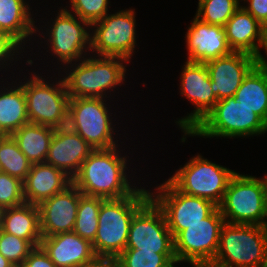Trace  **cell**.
Instances as JSON below:
<instances>
[{
	"label": "cell",
	"mask_w": 267,
	"mask_h": 267,
	"mask_svg": "<svg viewBox=\"0 0 267 267\" xmlns=\"http://www.w3.org/2000/svg\"><path fill=\"white\" fill-rule=\"evenodd\" d=\"M39 2V6L38 4L36 5L39 8L36 12V16L39 17L36 18V35L33 46L28 53V64L34 69L37 68L39 71L59 72L65 65L77 62L89 55L91 25L69 12L64 5H61L64 3L62 0L59 3H55L56 5H60L59 7L56 6L58 9L50 5L52 8H55L54 11L48 6L51 4L49 1L42 0V2ZM43 2H47L48 5L45 3L43 5L45 7H43L41 5ZM40 6L42 7L40 8ZM46 6L48 7L46 8ZM40 64H43L41 68L39 66ZM50 68L53 69L51 70Z\"/></svg>",
	"instance_id": "1"
},
{
	"label": "cell",
	"mask_w": 267,
	"mask_h": 267,
	"mask_svg": "<svg viewBox=\"0 0 267 267\" xmlns=\"http://www.w3.org/2000/svg\"><path fill=\"white\" fill-rule=\"evenodd\" d=\"M132 144L131 142L134 149L126 145L125 141L113 148L93 150L72 178V183L83 195L105 200L131 195L142 184L141 180L144 181L145 176L149 177V174L145 173H138L139 177L135 175L138 170L136 167L139 165L133 163L135 160L132 157L135 154L133 150L138 148Z\"/></svg>",
	"instance_id": "2"
},
{
	"label": "cell",
	"mask_w": 267,
	"mask_h": 267,
	"mask_svg": "<svg viewBox=\"0 0 267 267\" xmlns=\"http://www.w3.org/2000/svg\"><path fill=\"white\" fill-rule=\"evenodd\" d=\"M128 63L121 57L89 54L77 62L65 65L59 73L65 82L69 98H104L118 101L120 90L122 92V88L131 83L130 77L128 79V76L132 75L129 74L131 69ZM127 82L129 84H126Z\"/></svg>",
	"instance_id": "3"
},
{
	"label": "cell",
	"mask_w": 267,
	"mask_h": 267,
	"mask_svg": "<svg viewBox=\"0 0 267 267\" xmlns=\"http://www.w3.org/2000/svg\"><path fill=\"white\" fill-rule=\"evenodd\" d=\"M50 73L26 64L13 78L23 87L29 123L61 128L67 126L70 98L61 74Z\"/></svg>",
	"instance_id": "4"
},
{
	"label": "cell",
	"mask_w": 267,
	"mask_h": 267,
	"mask_svg": "<svg viewBox=\"0 0 267 267\" xmlns=\"http://www.w3.org/2000/svg\"><path fill=\"white\" fill-rule=\"evenodd\" d=\"M121 105L116 100L104 98H70L67 126L94 150L113 148L123 144L125 140L129 141L128 137L131 136L126 130L122 134L119 133L122 127L127 124L121 120L126 115L119 116L117 114V110L124 107ZM120 120L122 123L118 122Z\"/></svg>",
	"instance_id": "5"
},
{
	"label": "cell",
	"mask_w": 267,
	"mask_h": 267,
	"mask_svg": "<svg viewBox=\"0 0 267 267\" xmlns=\"http://www.w3.org/2000/svg\"><path fill=\"white\" fill-rule=\"evenodd\" d=\"M145 181L131 195L101 203L92 242L97 257L117 258L126 249L132 218L151 199Z\"/></svg>",
	"instance_id": "6"
},
{
	"label": "cell",
	"mask_w": 267,
	"mask_h": 267,
	"mask_svg": "<svg viewBox=\"0 0 267 267\" xmlns=\"http://www.w3.org/2000/svg\"><path fill=\"white\" fill-rule=\"evenodd\" d=\"M265 134L267 135V123L233 96L218 100L194 129L189 133H182L179 142L184 145L189 137L246 140L251 137L253 139L254 136L265 137Z\"/></svg>",
	"instance_id": "7"
},
{
	"label": "cell",
	"mask_w": 267,
	"mask_h": 267,
	"mask_svg": "<svg viewBox=\"0 0 267 267\" xmlns=\"http://www.w3.org/2000/svg\"><path fill=\"white\" fill-rule=\"evenodd\" d=\"M135 10L133 6L124 9L118 8L113 13L112 11L109 12L103 19L92 23L90 54L121 57L130 64L134 59H137L134 55L139 52L140 47L138 46L139 42H137L139 36L137 35L138 20H136Z\"/></svg>",
	"instance_id": "8"
},
{
	"label": "cell",
	"mask_w": 267,
	"mask_h": 267,
	"mask_svg": "<svg viewBox=\"0 0 267 267\" xmlns=\"http://www.w3.org/2000/svg\"><path fill=\"white\" fill-rule=\"evenodd\" d=\"M267 230L260 225L225 222L209 267H264Z\"/></svg>",
	"instance_id": "9"
},
{
	"label": "cell",
	"mask_w": 267,
	"mask_h": 267,
	"mask_svg": "<svg viewBox=\"0 0 267 267\" xmlns=\"http://www.w3.org/2000/svg\"><path fill=\"white\" fill-rule=\"evenodd\" d=\"M234 169L196 153L184 165H180L167 178L179 191L207 199L219 206L228 183L236 173Z\"/></svg>",
	"instance_id": "10"
},
{
	"label": "cell",
	"mask_w": 267,
	"mask_h": 267,
	"mask_svg": "<svg viewBox=\"0 0 267 267\" xmlns=\"http://www.w3.org/2000/svg\"><path fill=\"white\" fill-rule=\"evenodd\" d=\"M267 173L255 175L237 171L230 179L218 206L225 222L262 226Z\"/></svg>",
	"instance_id": "11"
},
{
	"label": "cell",
	"mask_w": 267,
	"mask_h": 267,
	"mask_svg": "<svg viewBox=\"0 0 267 267\" xmlns=\"http://www.w3.org/2000/svg\"><path fill=\"white\" fill-rule=\"evenodd\" d=\"M154 182L156 184L152 186ZM157 182L153 180L150 186L148 185L150 198L163 211L173 238L188 225L202 222V219L210 216L218 208L207 199L179 191L167 177L162 182L160 181V184Z\"/></svg>",
	"instance_id": "12"
},
{
	"label": "cell",
	"mask_w": 267,
	"mask_h": 267,
	"mask_svg": "<svg viewBox=\"0 0 267 267\" xmlns=\"http://www.w3.org/2000/svg\"><path fill=\"white\" fill-rule=\"evenodd\" d=\"M180 67L179 95L187 99L194 108L184 116L177 117L174 124L181 133H189L214 108L218 100L213 94L205 63L185 61Z\"/></svg>",
	"instance_id": "13"
},
{
	"label": "cell",
	"mask_w": 267,
	"mask_h": 267,
	"mask_svg": "<svg viewBox=\"0 0 267 267\" xmlns=\"http://www.w3.org/2000/svg\"><path fill=\"white\" fill-rule=\"evenodd\" d=\"M225 220L217 208L202 222L188 225L174 238L177 261L210 265L217 253L220 231Z\"/></svg>",
	"instance_id": "14"
},
{
	"label": "cell",
	"mask_w": 267,
	"mask_h": 267,
	"mask_svg": "<svg viewBox=\"0 0 267 267\" xmlns=\"http://www.w3.org/2000/svg\"><path fill=\"white\" fill-rule=\"evenodd\" d=\"M126 249L174 253V238L164 213L152 199L133 216Z\"/></svg>",
	"instance_id": "15"
},
{
	"label": "cell",
	"mask_w": 267,
	"mask_h": 267,
	"mask_svg": "<svg viewBox=\"0 0 267 267\" xmlns=\"http://www.w3.org/2000/svg\"><path fill=\"white\" fill-rule=\"evenodd\" d=\"M185 32L186 61L206 63L231 54L224 27L203 22L195 15Z\"/></svg>",
	"instance_id": "16"
},
{
	"label": "cell",
	"mask_w": 267,
	"mask_h": 267,
	"mask_svg": "<svg viewBox=\"0 0 267 267\" xmlns=\"http://www.w3.org/2000/svg\"><path fill=\"white\" fill-rule=\"evenodd\" d=\"M82 193L71 183L38 205L42 237L73 232Z\"/></svg>",
	"instance_id": "17"
},
{
	"label": "cell",
	"mask_w": 267,
	"mask_h": 267,
	"mask_svg": "<svg viewBox=\"0 0 267 267\" xmlns=\"http://www.w3.org/2000/svg\"><path fill=\"white\" fill-rule=\"evenodd\" d=\"M211 79V87L217 100L235 96L244 77L256 65L253 55L232 52L205 63Z\"/></svg>",
	"instance_id": "18"
},
{
	"label": "cell",
	"mask_w": 267,
	"mask_h": 267,
	"mask_svg": "<svg viewBox=\"0 0 267 267\" xmlns=\"http://www.w3.org/2000/svg\"><path fill=\"white\" fill-rule=\"evenodd\" d=\"M94 149L68 126L55 128L45 162L71 179Z\"/></svg>",
	"instance_id": "19"
},
{
	"label": "cell",
	"mask_w": 267,
	"mask_h": 267,
	"mask_svg": "<svg viewBox=\"0 0 267 267\" xmlns=\"http://www.w3.org/2000/svg\"><path fill=\"white\" fill-rule=\"evenodd\" d=\"M33 1L36 0H0V31L11 36L27 52L31 50L36 35L38 8Z\"/></svg>",
	"instance_id": "20"
},
{
	"label": "cell",
	"mask_w": 267,
	"mask_h": 267,
	"mask_svg": "<svg viewBox=\"0 0 267 267\" xmlns=\"http://www.w3.org/2000/svg\"><path fill=\"white\" fill-rule=\"evenodd\" d=\"M40 246L57 267H84L97 258L92 243L74 232L42 237Z\"/></svg>",
	"instance_id": "21"
},
{
	"label": "cell",
	"mask_w": 267,
	"mask_h": 267,
	"mask_svg": "<svg viewBox=\"0 0 267 267\" xmlns=\"http://www.w3.org/2000/svg\"><path fill=\"white\" fill-rule=\"evenodd\" d=\"M72 179L60 169L44 163L32 164L23 181V195L26 203L39 205L56 193L63 191Z\"/></svg>",
	"instance_id": "22"
},
{
	"label": "cell",
	"mask_w": 267,
	"mask_h": 267,
	"mask_svg": "<svg viewBox=\"0 0 267 267\" xmlns=\"http://www.w3.org/2000/svg\"><path fill=\"white\" fill-rule=\"evenodd\" d=\"M27 123L23 87L14 78L0 80V136H10Z\"/></svg>",
	"instance_id": "23"
},
{
	"label": "cell",
	"mask_w": 267,
	"mask_h": 267,
	"mask_svg": "<svg viewBox=\"0 0 267 267\" xmlns=\"http://www.w3.org/2000/svg\"><path fill=\"white\" fill-rule=\"evenodd\" d=\"M0 229L29 241L34 247L40 246L42 235L38 206L25 202L1 210Z\"/></svg>",
	"instance_id": "24"
},
{
	"label": "cell",
	"mask_w": 267,
	"mask_h": 267,
	"mask_svg": "<svg viewBox=\"0 0 267 267\" xmlns=\"http://www.w3.org/2000/svg\"><path fill=\"white\" fill-rule=\"evenodd\" d=\"M262 25L242 6L224 25L227 42L234 52L255 55L261 38Z\"/></svg>",
	"instance_id": "25"
},
{
	"label": "cell",
	"mask_w": 267,
	"mask_h": 267,
	"mask_svg": "<svg viewBox=\"0 0 267 267\" xmlns=\"http://www.w3.org/2000/svg\"><path fill=\"white\" fill-rule=\"evenodd\" d=\"M55 128L46 125L27 123L11 136L21 152L32 164L44 163L48 154Z\"/></svg>",
	"instance_id": "26"
},
{
	"label": "cell",
	"mask_w": 267,
	"mask_h": 267,
	"mask_svg": "<svg viewBox=\"0 0 267 267\" xmlns=\"http://www.w3.org/2000/svg\"><path fill=\"white\" fill-rule=\"evenodd\" d=\"M234 97L267 123V68L255 65L244 77Z\"/></svg>",
	"instance_id": "27"
},
{
	"label": "cell",
	"mask_w": 267,
	"mask_h": 267,
	"mask_svg": "<svg viewBox=\"0 0 267 267\" xmlns=\"http://www.w3.org/2000/svg\"><path fill=\"white\" fill-rule=\"evenodd\" d=\"M32 163L10 136H0V171L24 181Z\"/></svg>",
	"instance_id": "28"
},
{
	"label": "cell",
	"mask_w": 267,
	"mask_h": 267,
	"mask_svg": "<svg viewBox=\"0 0 267 267\" xmlns=\"http://www.w3.org/2000/svg\"><path fill=\"white\" fill-rule=\"evenodd\" d=\"M105 199L100 197L80 196L79 206L73 232L81 238L94 241L98 229V215L101 203Z\"/></svg>",
	"instance_id": "29"
},
{
	"label": "cell",
	"mask_w": 267,
	"mask_h": 267,
	"mask_svg": "<svg viewBox=\"0 0 267 267\" xmlns=\"http://www.w3.org/2000/svg\"><path fill=\"white\" fill-rule=\"evenodd\" d=\"M26 58L28 52L11 36L0 31V80L16 76L28 64Z\"/></svg>",
	"instance_id": "30"
},
{
	"label": "cell",
	"mask_w": 267,
	"mask_h": 267,
	"mask_svg": "<svg viewBox=\"0 0 267 267\" xmlns=\"http://www.w3.org/2000/svg\"><path fill=\"white\" fill-rule=\"evenodd\" d=\"M197 5L195 16L211 25L224 27L240 8L241 0H204Z\"/></svg>",
	"instance_id": "31"
},
{
	"label": "cell",
	"mask_w": 267,
	"mask_h": 267,
	"mask_svg": "<svg viewBox=\"0 0 267 267\" xmlns=\"http://www.w3.org/2000/svg\"><path fill=\"white\" fill-rule=\"evenodd\" d=\"M121 267H168L177 261L175 253H154L125 249L117 258Z\"/></svg>",
	"instance_id": "32"
},
{
	"label": "cell",
	"mask_w": 267,
	"mask_h": 267,
	"mask_svg": "<svg viewBox=\"0 0 267 267\" xmlns=\"http://www.w3.org/2000/svg\"><path fill=\"white\" fill-rule=\"evenodd\" d=\"M68 3V4H67ZM64 7L90 25L103 19L111 10V0H67ZM110 10V11H109Z\"/></svg>",
	"instance_id": "33"
},
{
	"label": "cell",
	"mask_w": 267,
	"mask_h": 267,
	"mask_svg": "<svg viewBox=\"0 0 267 267\" xmlns=\"http://www.w3.org/2000/svg\"><path fill=\"white\" fill-rule=\"evenodd\" d=\"M35 247L27 240L6 233L0 229V253L9 260L14 267H21L24 260Z\"/></svg>",
	"instance_id": "34"
},
{
	"label": "cell",
	"mask_w": 267,
	"mask_h": 267,
	"mask_svg": "<svg viewBox=\"0 0 267 267\" xmlns=\"http://www.w3.org/2000/svg\"><path fill=\"white\" fill-rule=\"evenodd\" d=\"M23 203V181L0 171V211Z\"/></svg>",
	"instance_id": "35"
},
{
	"label": "cell",
	"mask_w": 267,
	"mask_h": 267,
	"mask_svg": "<svg viewBox=\"0 0 267 267\" xmlns=\"http://www.w3.org/2000/svg\"><path fill=\"white\" fill-rule=\"evenodd\" d=\"M241 6L261 25L267 23V0H242Z\"/></svg>",
	"instance_id": "36"
},
{
	"label": "cell",
	"mask_w": 267,
	"mask_h": 267,
	"mask_svg": "<svg viewBox=\"0 0 267 267\" xmlns=\"http://www.w3.org/2000/svg\"><path fill=\"white\" fill-rule=\"evenodd\" d=\"M21 267H57L41 246L35 247Z\"/></svg>",
	"instance_id": "37"
},
{
	"label": "cell",
	"mask_w": 267,
	"mask_h": 267,
	"mask_svg": "<svg viewBox=\"0 0 267 267\" xmlns=\"http://www.w3.org/2000/svg\"><path fill=\"white\" fill-rule=\"evenodd\" d=\"M257 66L267 68V23L261 27V38L256 54L254 55Z\"/></svg>",
	"instance_id": "38"
},
{
	"label": "cell",
	"mask_w": 267,
	"mask_h": 267,
	"mask_svg": "<svg viewBox=\"0 0 267 267\" xmlns=\"http://www.w3.org/2000/svg\"><path fill=\"white\" fill-rule=\"evenodd\" d=\"M84 267H121V265L116 258L97 257Z\"/></svg>",
	"instance_id": "39"
},
{
	"label": "cell",
	"mask_w": 267,
	"mask_h": 267,
	"mask_svg": "<svg viewBox=\"0 0 267 267\" xmlns=\"http://www.w3.org/2000/svg\"><path fill=\"white\" fill-rule=\"evenodd\" d=\"M187 265V267H209L208 265L206 264H203V263H200V262H182V261H175V262H172L168 267H184V264ZM189 265H188V264ZM183 265V266H182Z\"/></svg>",
	"instance_id": "40"
},
{
	"label": "cell",
	"mask_w": 267,
	"mask_h": 267,
	"mask_svg": "<svg viewBox=\"0 0 267 267\" xmlns=\"http://www.w3.org/2000/svg\"><path fill=\"white\" fill-rule=\"evenodd\" d=\"M262 226L267 230V187L265 190L264 216H263Z\"/></svg>",
	"instance_id": "41"
},
{
	"label": "cell",
	"mask_w": 267,
	"mask_h": 267,
	"mask_svg": "<svg viewBox=\"0 0 267 267\" xmlns=\"http://www.w3.org/2000/svg\"><path fill=\"white\" fill-rule=\"evenodd\" d=\"M0 267H14V265L0 253Z\"/></svg>",
	"instance_id": "42"
},
{
	"label": "cell",
	"mask_w": 267,
	"mask_h": 267,
	"mask_svg": "<svg viewBox=\"0 0 267 267\" xmlns=\"http://www.w3.org/2000/svg\"><path fill=\"white\" fill-rule=\"evenodd\" d=\"M264 267H267V247H266V255H265V264Z\"/></svg>",
	"instance_id": "43"
}]
</instances>
